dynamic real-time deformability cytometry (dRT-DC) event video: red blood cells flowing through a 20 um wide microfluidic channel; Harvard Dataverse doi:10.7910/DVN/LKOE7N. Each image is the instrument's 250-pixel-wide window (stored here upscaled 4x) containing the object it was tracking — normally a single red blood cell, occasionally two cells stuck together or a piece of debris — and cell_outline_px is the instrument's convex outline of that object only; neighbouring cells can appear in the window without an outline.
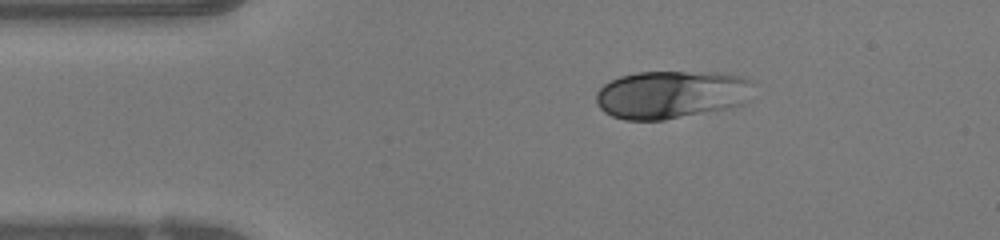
{"species": "human", "species_latin": "Homo sapiens", "temperature_condition": "warm", "stored_images_in_passage": 42, "camera_frame_rate_fps": 3000, "um_per_image_px": 0.085, "donor": {"sex": "female"}, "frame": {"image": 1, "passage_image": 1, "time_ms": 0.0, "image_size_px": [1000, 240], "cell_outline_px": [[752, 100], [744, 104], [728, 108], [664, 120], [624, 120], [612, 116], [604, 112], [596, 104], [596, 92], [604, 84], [620, 76], [636, 72], [716, 72], [736, 76], [748, 80]], "centroid_in_image_um": [57.03, 8.05], "position_along_channel_um": 28.0, "area_um2": 44.04}}
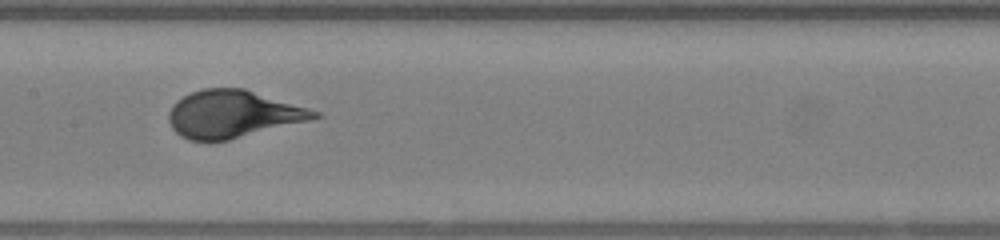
{"frame": {"image": 2, "passage_image": 16, "time_ms": 5.0, "image_size_px": [1000, 240], "cell_outline_px": [[324, 116], [228, 140], [188, 140], [180, 136], [172, 128], [168, 120], [168, 112], [172, 104], [184, 96], [192, 92], [204, 88], [244, 88], [308, 108], [320, 112]], "centroid_in_image_um": [19.76, 9.69], "position_along_channel_um": 187.6, "area_um2": 39.82}}
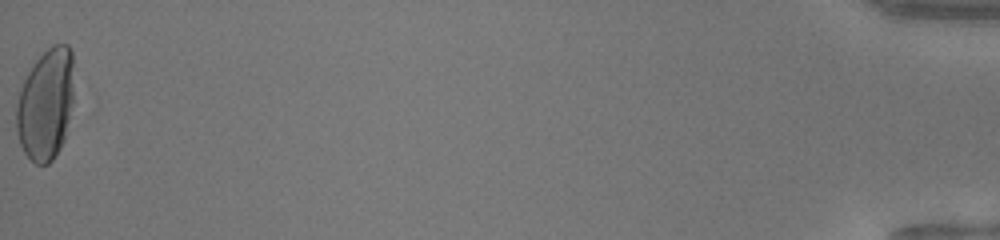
{"frame": {"image": 3, "passage_image": 42, "time_ms": 13.667, "image_size_px": [1000, 240], "cell_outline_px": [[72, 104], [64, 140], [60, 148], [52, 160], [48, 164], [36, 164], [24, 152], [20, 144], [16, 132], [16, 104], [20, 88], [28, 72], [36, 60], [52, 44], [68, 44], [72, 52]], "centroid_in_image_um": [3.87, 8.87], "position_along_channel_um": 431.3, "area_um2": 37.28}, "authors_computed_cell_mechanics": {"area_um2": 39.9109, "velocity_mm_per_s": 4.0881, "shape_relaxation_time_tau1_ms": 3.5878, "shape_relaxation_time_tau2_ms": null, "deformation_change_tau1": 0.1925, "deformation_change_tau2": null}}